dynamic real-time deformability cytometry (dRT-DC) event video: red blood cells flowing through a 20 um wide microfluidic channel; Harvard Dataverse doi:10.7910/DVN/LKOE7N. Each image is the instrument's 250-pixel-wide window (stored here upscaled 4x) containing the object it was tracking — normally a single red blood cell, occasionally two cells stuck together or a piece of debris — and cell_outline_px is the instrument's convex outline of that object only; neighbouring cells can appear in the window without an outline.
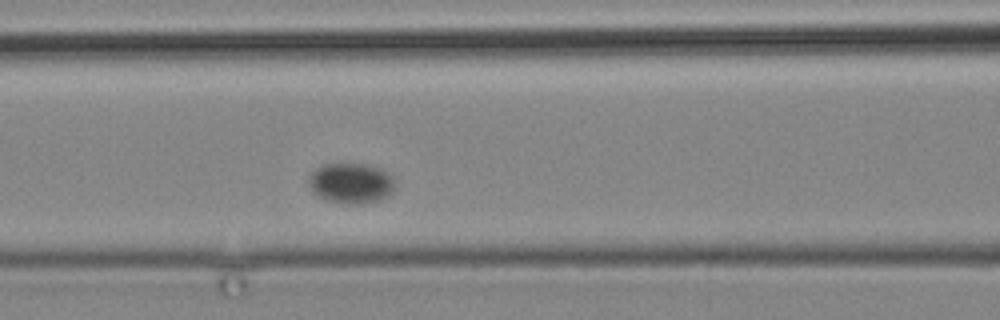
{"species": "common noctule bat (a hibernating species)", "species_latin": "Nyctalus noctula", "temperature_condition": "cold", "stored_images_in_passage": 4, "camera_frame_rate_fps": 3000, "um_per_image_px": 0.085, "animal": {"sex": "male", "body_mass_g": 19.2, "forearm_length_mm": 51.8}, "frame": {"image": 1, "passage_image": 4, "time_ms": 3.333, "image_size_px": [1000, 320], "cell_outline_px": [[392, 192], [388, 196], [380, 200], [364, 204], [344, 204], [328, 200], [312, 192], [308, 188], [308, 176], [316, 168], [324, 164], [364, 164], [380, 168], [392, 176]], "centroid_in_image_um": [29.79, 15.58], "position_along_channel_um": 136.8, "area_um2": 20.35}}